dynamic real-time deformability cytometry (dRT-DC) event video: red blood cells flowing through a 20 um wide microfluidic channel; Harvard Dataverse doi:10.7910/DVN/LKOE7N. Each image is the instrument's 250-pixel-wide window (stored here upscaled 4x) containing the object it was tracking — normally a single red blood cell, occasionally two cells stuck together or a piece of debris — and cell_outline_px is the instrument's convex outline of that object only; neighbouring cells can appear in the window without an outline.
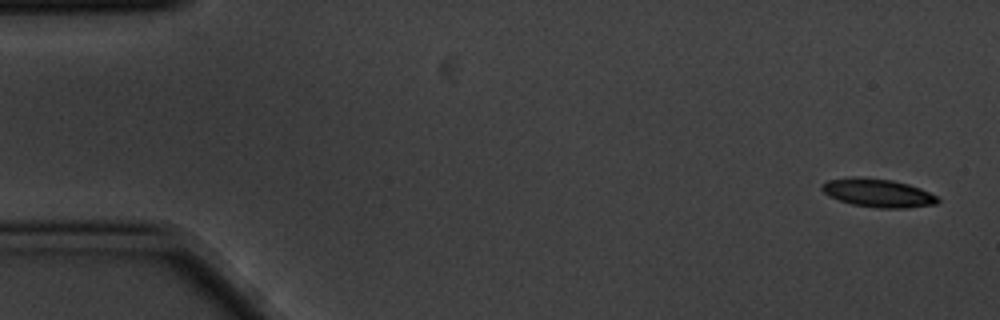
{"species": "common noctule bat (a hibernating species)", "species_latin": "Nyctalus noctula", "temperature_condition": "cold", "stored_images_in_passage": 3, "camera_frame_rate_fps": 3000, "um_per_image_px": 0.085, "animal": {"sex": "male", "body_mass_g": 20.1, "forearm_length_mm": 53.5}, "frame": {"image": 1, "passage_image": 1, "time_ms": 0.0, "image_size_px": [1000, 320], "cell_outline_px": [[940, 200], [936, 204], [908, 208], [876, 208], [852, 204], [828, 196], [820, 188], [820, 184], [828, 180], [852, 176], [856, 176], [892, 180], [908, 184], [920, 188], [936, 196]], "centroid_in_image_um": [74.59, 16.39], "position_along_channel_um": 10.4, "area_um2": 19.25}}